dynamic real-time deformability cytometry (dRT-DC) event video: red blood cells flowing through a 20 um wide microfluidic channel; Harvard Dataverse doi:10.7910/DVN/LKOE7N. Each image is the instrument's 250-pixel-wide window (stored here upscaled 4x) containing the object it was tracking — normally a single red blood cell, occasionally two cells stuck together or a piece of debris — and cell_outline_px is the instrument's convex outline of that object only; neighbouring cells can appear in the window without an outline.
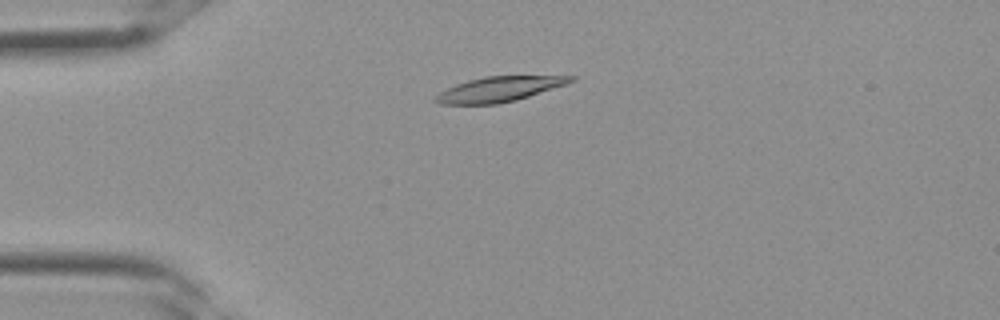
{"species": "Egyptian fruit bat (a non-hibernating species)", "species_latin": "Rousettus aegyptiacus", "temperature_condition": "room temperature", "stored_images_in_passage": 33, "camera_frame_rate_fps": 3000, "um_per_image_px": 0.085, "frame": {"image": 1, "passage_image": 7, "time_ms": 2.0, "image_size_px": [1000, 320], "cell_outline_px": [[576, 80], [568, 84], [516, 100], [496, 104], [440, 104], [432, 100], [440, 92], [456, 84], [468, 80], [484, 76], [576, 76]], "centroid_in_image_um": [42.45, 7.58], "position_along_channel_um": 42.6, "area_um2": 19.65}}
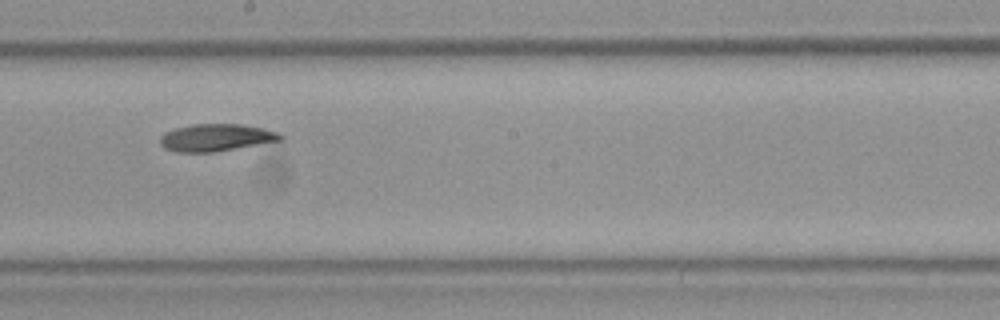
{"frame": {"image": 2, "passage_image": 18, "time_ms": 5.667, "image_size_px": [1000, 320], "cell_outline_px": [[284, 140], [216, 152], [176, 152], [164, 148], [160, 144], [160, 136], [164, 132], [176, 128], [192, 124], [240, 124], [264, 128], [280, 132], [284, 136]], "centroid_in_image_um": [18.4, 11.7], "position_along_channel_um": 229.8, "area_um2": 19.42}}
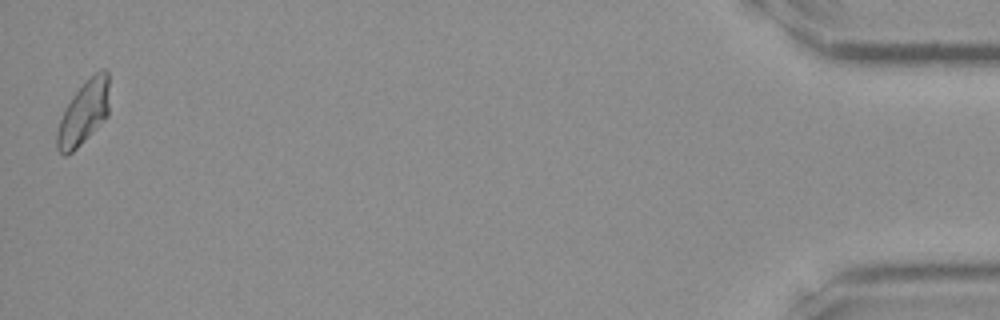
{"frame": {"image": 3, "passage_image": 33, "time_ms": 10.667, "image_size_px": [1000, 320], "cell_outline_px": [[108, 116], [68, 156], [64, 156], [56, 148], [56, 132], [64, 108], [72, 96], [100, 68], [104, 68], [108, 72]], "centroid_in_image_um": [7.09, 9.61], "position_along_channel_um": 428.1, "area_um2": 19.19}}